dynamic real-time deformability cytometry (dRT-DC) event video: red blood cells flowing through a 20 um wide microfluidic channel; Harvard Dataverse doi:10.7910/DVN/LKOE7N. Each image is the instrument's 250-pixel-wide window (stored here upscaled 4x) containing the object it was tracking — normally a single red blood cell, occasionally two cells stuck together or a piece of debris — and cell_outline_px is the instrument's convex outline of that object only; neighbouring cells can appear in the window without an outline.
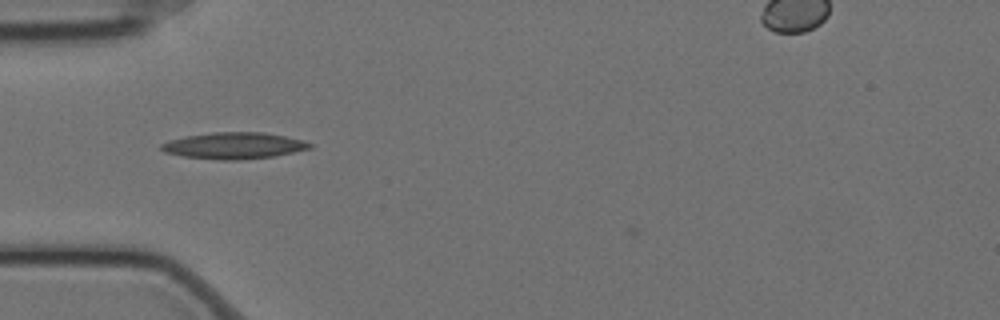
{"species": "Egyptian fruit bat (a non-hibernating species)", "species_latin": "Rousettus aegyptiacus", "temperature_condition": "cold", "stored_images_in_passage": 42, "camera_frame_rate_fps": 3000, "um_per_image_px": 0.085, "animal": {"sex": "female"}, "frame": {"image": 1, "passage_image": 2, "time_ms": 0.333, "image_size_px": [1000, 320], "cell_outline_px": [[316, 144], [312, 148], [272, 156], [240, 160], [224, 160], [184, 156], [164, 152], [160, 148], [160, 144], [168, 140], [188, 136], [212, 132], [264, 132], [304, 140]], "centroid_in_image_um": [19.91, 12.37], "position_along_channel_um": 65.1, "area_um2": 22.83}}
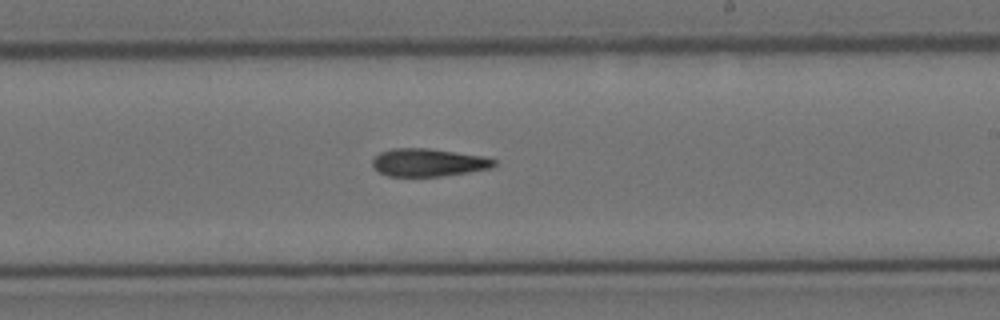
{"frame": {"image": 2, "passage_image": 18, "time_ms": 5.667, "image_size_px": [1000, 320], "cell_outline_px": [[496, 164], [492, 168], [468, 172], [440, 176], [388, 176], [380, 172], [372, 164], [372, 160], [380, 152], [392, 148], [428, 148], [484, 156], [496, 160]], "centroid_in_image_um": [36.43, 13.8], "position_along_channel_um": 252.6, "area_um2": 19.65}}
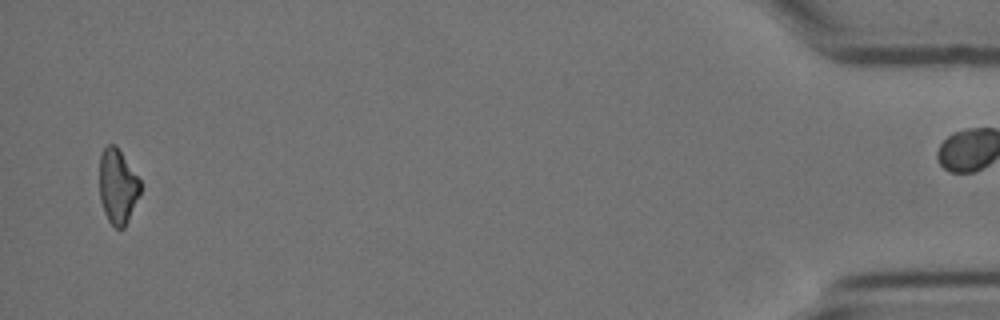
{"frame": {"image": 3, "passage_image": 40, "time_ms": 13.0, "image_size_px": [1000, 320], "cell_outline_px": [[140, 192], [128, 220], [124, 228], [116, 228], [108, 220], [104, 212], [100, 200], [100, 156], [104, 148], [108, 144], [116, 144], [140, 180]], "centroid_in_image_um": [9.99, 15.82], "position_along_channel_um": 425.2, "area_um2": 17.63}}